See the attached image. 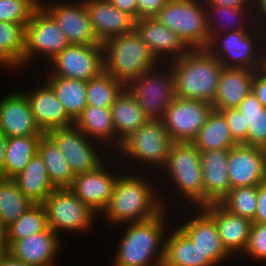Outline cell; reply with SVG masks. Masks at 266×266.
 Returning <instances> with one entry per match:
<instances>
[{
	"label": "cell",
	"instance_id": "681fc988",
	"mask_svg": "<svg viewBox=\"0 0 266 266\" xmlns=\"http://www.w3.org/2000/svg\"><path fill=\"white\" fill-rule=\"evenodd\" d=\"M254 22L257 26L266 29V0L253 2Z\"/></svg>",
	"mask_w": 266,
	"mask_h": 266
},
{
	"label": "cell",
	"instance_id": "8d00e7d4",
	"mask_svg": "<svg viewBox=\"0 0 266 266\" xmlns=\"http://www.w3.org/2000/svg\"><path fill=\"white\" fill-rule=\"evenodd\" d=\"M33 204L13 179L0 177V223L4 227L15 223Z\"/></svg>",
	"mask_w": 266,
	"mask_h": 266
},
{
	"label": "cell",
	"instance_id": "d590c367",
	"mask_svg": "<svg viewBox=\"0 0 266 266\" xmlns=\"http://www.w3.org/2000/svg\"><path fill=\"white\" fill-rule=\"evenodd\" d=\"M38 153L45 163L52 185L55 188H69L75 175L60 149L46 134L39 141Z\"/></svg>",
	"mask_w": 266,
	"mask_h": 266
},
{
	"label": "cell",
	"instance_id": "ac0fdd59",
	"mask_svg": "<svg viewBox=\"0 0 266 266\" xmlns=\"http://www.w3.org/2000/svg\"><path fill=\"white\" fill-rule=\"evenodd\" d=\"M34 76H36V80L33 79ZM34 76L30 78H32L31 82L35 84L28 83L26 89L24 87L21 89L27 96L31 112L40 129L46 133L53 128L74 125L75 121L67 114L52 88L39 75L37 76V73L34 72ZM29 84L32 88L28 89Z\"/></svg>",
	"mask_w": 266,
	"mask_h": 266
},
{
	"label": "cell",
	"instance_id": "ba28073f",
	"mask_svg": "<svg viewBox=\"0 0 266 266\" xmlns=\"http://www.w3.org/2000/svg\"><path fill=\"white\" fill-rule=\"evenodd\" d=\"M66 35L54 18L40 5L25 26L23 72L44 67L63 49L69 46ZM37 61V62H36ZM39 62V63H38ZM35 63V64H34ZM37 63V64H36ZM37 65L35 70H32ZM32 66V67H31ZM27 68V69H26ZM32 68V69H31Z\"/></svg>",
	"mask_w": 266,
	"mask_h": 266
},
{
	"label": "cell",
	"instance_id": "4dcf8cb0",
	"mask_svg": "<svg viewBox=\"0 0 266 266\" xmlns=\"http://www.w3.org/2000/svg\"><path fill=\"white\" fill-rule=\"evenodd\" d=\"M25 48V26L0 21V68L11 74H22ZM20 70V72H19ZM18 72V73H17Z\"/></svg>",
	"mask_w": 266,
	"mask_h": 266
},
{
	"label": "cell",
	"instance_id": "d4e9b609",
	"mask_svg": "<svg viewBox=\"0 0 266 266\" xmlns=\"http://www.w3.org/2000/svg\"><path fill=\"white\" fill-rule=\"evenodd\" d=\"M230 149L200 151L204 186V206L219 203L231 189L228 177Z\"/></svg>",
	"mask_w": 266,
	"mask_h": 266
},
{
	"label": "cell",
	"instance_id": "7c38bea8",
	"mask_svg": "<svg viewBox=\"0 0 266 266\" xmlns=\"http://www.w3.org/2000/svg\"><path fill=\"white\" fill-rule=\"evenodd\" d=\"M126 88L135 96L139 107L152 120H160L176 97L174 77L167 64L133 78Z\"/></svg>",
	"mask_w": 266,
	"mask_h": 266
},
{
	"label": "cell",
	"instance_id": "484cf974",
	"mask_svg": "<svg viewBox=\"0 0 266 266\" xmlns=\"http://www.w3.org/2000/svg\"><path fill=\"white\" fill-rule=\"evenodd\" d=\"M246 68L223 67L212 101L214 110L237 108L240 102L252 91L254 73Z\"/></svg>",
	"mask_w": 266,
	"mask_h": 266
},
{
	"label": "cell",
	"instance_id": "b9f144b4",
	"mask_svg": "<svg viewBox=\"0 0 266 266\" xmlns=\"http://www.w3.org/2000/svg\"><path fill=\"white\" fill-rule=\"evenodd\" d=\"M39 6V0H0V21L26 26Z\"/></svg>",
	"mask_w": 266,
	"mask_h": 266
},
{
	"label": "cell",
	"instance_id": "836d02e7",
	"mask_svg": "<svg viewBox=\"0 0 266 266\" xmlns=\"http://www.w3.org/2000/svg\"><path fill=\"white\" fill-rule=\"evenodd\" d=\"M192 143L200 150L231 149L237 145L224 115L212 110Z\"/></svg>",
	"mask_w": 266,
	"mask_h": 266
},
{
	"label": "cell",
	"instance_id": "f35d334b",
	"mask_svg": "<svg viewBox=\"0 0 266 266\" xmlns=\"http://www.w3.org/2000/svg\"><path fill=\"white\" fill-rule=\"evenodd\" d=\"M125 88L126 85L123 82L103 70L99 75L87 81V105L111 108Z\"/></svg>",
	"mask_w": 266,
	"mask_h": 266
},
{
	"label": "cell",
	"instance_id": "7402d4cb",
	"mask_svg": "<svg viewBox=\"0 0 266 266\" xmlns=\"http://www.w3.org/2000/svg\"><path fill=\"white\" fill-rule=\"evenodd\" d=\"M135 30L159 64L177 60L191 50L177 33L162 25L155 17L136 20Z\"/></svg>",
	"mask_w": 266,
	"mask_h": 266
},
{
	"label": "cell",
	"instance_id": "c3c4849f",
	"mask_svg": "<svg viewBox=\"0 0 266 266\" xmlns=\"http://www.w3.org/2000/svg\"><path fill=\"white\" fill-rule=\"evenodd\" d=\"M206 5L232 8H253L252 0H203Z\"/></svg>",
	"mask_w": 266,
	"mask_h": 266
},
{
	"label": "cell",
	"instance_id": "603a6c76",
	"mask_svg": "<svg viewBox=\"0 0 266 266\" xmlns=\"http://www.w3.org/2000/svg\"><path fill=\"white\" fill-rule=\"evenodd\" d=\"M215 222L225 249L235 258L244 253L253 222L224 209L219 203L201 207Z\"/></svg>",
	"mask_w": 266,
	"mask_h": 266
},
{
	"label": "cell",
	"instance_id": "9a60e30c",
	"mask_svg": "<svg viewBox=\"0 0 266 266\" xmlns=\"http://www.w3.org/2000/svg\"><path fill=\"white\" fill-rule=\"evenodd\" d=\"M45 134L60 149L74 175L95 169L111 154L75 125L53 128Z\"/></svg>",
	"mask_w": 266,
	"mask_h": 266
},
{
	"label": "cell",
	"instance_id": "ab89813d",
	"mask_svg": "<svg viewBox=\"0 0 266 266\" xmlns=\"http://www.w3.org/2000/svg\"><path fill=\"white\" fill-rule=\"evenodd\" d=\"M47 212L43 204H33L15 223L7 228L9 247L20 239L38 234L48 228Z\"/></svg>",
	"mask_w": 266,
	"mask_h": 266
},
{
	"label": "cell",
	"instance_id": "5bb4252c",
	"mask_svg": "<svg viewBox=\"0 0 266 266\" xmlns=\"http://www.w3.org/2000/svg\"><path fill=\"white\" fill-rule=\"evenodd\" d=\"M124 170L116 154H110L95 169L75 175L69 189L100 215L113 195L118 176Z\"/></svg>",
	"mask_w": 266,
	"mask_h": 266
},
{
	"label": "cell",
	"instance_id": "74e56055",
	"mask_svg": "<svg viewBox=\"0 0 266 266\" xmlns=\"http://www.w3.org/2000/svg\"><path fill=\"white\" fill-rule=\"evenodd\" d=\"M237 109L244 114L245 126H248L247 145L266 146V107H263L251 91Z\"/></svg>",
	"mask_w": 266,
	"mask_h": 266
},
{
	"label": "cell",
	"instance_id": "8fae6325",
	"mask_svg": "<svg viewBox=\"0 0 266 266\" xmlns=\"http://www.w3.org/2000/svg\"><path fill=\"white\" fill-rule=\"evenodd\" d=\"M174 214V224L214 266H225L230 264L229 261H235L225 249L214 220L201 207L176 209Z\"/></svg>",
	"mask_w": 266,
	"mask_h": 266
},
{
	"label": "cell",
	"instance_id": "277c9868",
	"mask_svg": "<svg viewBox=\"0 0 266 266\" xmlns=\"http://www.w3.org/2000/svg\"><path fill=\"white\" fill-rule=\"evenodd\" d=\"M173 143L161 120L150 119L115 154L125 170L157 175L165 166Z\"/></svg>",
	"mask_w": 266,
	"mask_h": 266
},
{
	"label": "cell",
	"instance_id": "52a82bcc",
	"mask_svg": "<svg viewBox=\"0 0 266 266\" xmlns=\"http://www.w3.org/2000/svg\"><path fill=\"white\" fill-rule=\"evenodd\" d=\"M102 46L104 71L125 85L159 65L136 30L113 37L103 42Z\"/></svg>",
	"mask_w": 266,
	"mask_h": 266
},
{
	"label": "cell",
	"instance_id": "5b68a950",
	"mask_svg": "<svg viewBox=\"0 0 266 266\" xmlns=\"http://www.w3.org/2000/svg\"><path fill=\"white\" fill-rule=\"evenodd\" d=\"M167 65L177 97L212 103L223 66L206 49H192Z\"/></svg>",
	"mask_w": 266,
	"mask_h": 266
},
{
	"label": "cell",
	"instance_id": "7a4b0ae2",
	"mask_svg": "<svg viewBox=\"0 0 266 266\" xmlns=\"http://www.w3.org/2000/svg\"><path fill=\"white\" fill-rule=\"evenodd\" d=\"M157 179L166 209L204 206L200 150L192 142L172 144L166 164L157 174Z\"/></svg>",
	"mask_w": 266,
	"mask_h": 266
},
{
	"label": "cell",
	"instance_id": "bcb514c9",
	"mask_svg": "<svg viewBox=\"0 0 266 266\" xmlns=\"http://www.w3.org/2000/svg\"><path fill=\"white\" fill-rule=\"evenodd\" d=\"M252 92L262 104L266 107V68L256 70L252 81Z\"/></svg>",
	"mask_w": 266,
	"mask_h": 266
},
{
	"label": "cell",
	"instance_id": "f907efd6",
	"mask_svg": "<svg viewBox=\"0 0 266 266\" xmlns=\"http://www.w3.org/2000/svg\"><path fill=\"white\" fill-rule=\"evenodd\" d=\"M113 6L137 20V0H109Z\"/></svg>",
	"mask_w": 266,
	"mask_h": 266
},
{
	"label": "cell",
	"instance_id": "ee69618b",
	"mask_svg": "<svg viewBox=\"0 0 266 266\" xmlns=\"http://www.w3.org/2000/svg\"><path fill=\"white\" fill-rule=\"evenodd\" d=\"M220 112L224 115L235 142L247 145L248 126H245L244 114L237 108H227Z\"/></svg>",
	"mask_w": 266,
	"mask_h": 266
},
{
	"label": "cell",
	"instance_id": "cb8c5ba5",
	"mask_svg": "<svg viewBox=\"0 0 266 266\" xmlns=\"http://www.w3.org/2000/svg\"><path fill=\"white\" fill-rule=\"evenodd\" d=\"M84 3L100 43L135 30V20L109 0H84Z\"/></svg>",
	"mask_w": 266,
	"mask_h": 266
},
{
	"label": "cell",
	"instance_id": "6da1fadb",
	"mask_svg": "<svg viewBox=\"0 0 266 266\" xmlns=\"http://www.w3.org/2000/svg\"><path fill=\"white\" fill-rule=\"evenodd\" d=\"M165 209L156 174L124 170L117 178L109 203L99 215V222L104 219L105 226L108 224L112 229L155 218Z\"/></svg>",
	"mask_w": 266,
	"mask_h": 266
},
{
	"label": "cell",
	"instance_id": "f546056e",
	"mask_svg": "<svg viewBox=\"0 0 266 266\" xmlns=\"http://www.w3.org/2000/svg\"><path fill=\"white\" fill-rule=\"evenodd\" d=\"M13 180L17 183L19 190L34 204H42L55 189L38 152Z\"/></svg>",
	"mask_w": 266,
	"mask_h": 266
},
{
	"label": "cell",
	"instance_id": "44dd1931",
	"mask_svg": "<svg viewBox=\"0 0 266 266\" xmlns=\"http://www.w3.org/2000/svg\"><path fill=\"white\" fill-rule=\"evenodd\" d=\"M63 237L48 227L43 232L15 241L8 253L29 266H56L59 254L64 249Z\"/></svg>",
	"mask_w": 266,
	"mask_h": 266
},
{
	"label": "cell",
	"instance_id": "83f0119b",
	"mask_svg": "<svg viewBox=\"0 0 266 266\" xmlns=\"http://www.w3.org/2000/svg\"><path fill=\"white\" fill-rule=\"evenodd\" d=\"M74 125L111 154L116 153V134L110 108L87 105Z\"/></svg>",
	"mask_w": 266,
	"mask_h": 266
},
{
	"label": "cell",
	"instance_id": "7bdbcfd3",
	"mask_svg": "<svg viewBox=\"0 0 266 266\" xmlns=\"http://www.w3.org/2000/svg\"><path fill=\"white\" fill-rule=\"evenodd\" d=\"M240 257L243 261L248 259L247 262H258L255 264L260 266L266 264V223L252 224L247 247Z\"/></svg>",
	"mask_w": 266,
	"mask_h": 266
},
{
	"label": "cell",
	"instance_id": "d6986e66",
	"mask_svg": "<svg viewBox=\"0 0 266 266\" xmlns=\"http://www.w3.org/2000/svg\"><path fill=\"white\" fill-rule=\"evenodd\" d=\"M227 169L231 189L260 185L266 181V152L263 147L237 144L230 149Z\"/></svg>",
	"mask_w": 266,
	"mask_h": 266
},
{
	"label": "cell",
	"instance_id": "4316f807",
	"mask_svg": "<svg viewBox=\"0 0 266 266\" xmlns=\"http://www.w3.org/2000/svg\"><path fill=\"white\" fill-rule=\"evenodd\" d=\"M116 134V152L122 143L150 119L138 105L135 96L125 88L111 106Z\"/></svg>",
	"mask_w": 266,
	"mask_h": 266
},
{
	"label": "cell",
	"instance_id": "3957f363",
	"mask_svg": "<svg viewBox=\"0 0 266 266\" xmlns=\"http://www.w3.org/2000/svg\"><path fill=\"white\" fill-rule=\"evenodd\" d=\"M170 211V212H169ZM173 213V214H172ZM174 210L165 209L155 218L119 225L111 266H159L164 258L165 238L174 224ZM170 217V218H169ZM173 217V218H172ZM169 218V219H168ZM171 222V223H170ZM119 228V229H118ZM121 228V229H120ZM122 230V231H121ZM119 241V242H118Z\"/></svg>",
	"mask_w": 266,
	"mask_h": 266
},
{
	"label": "cell",
	"instance_id": "8992f818",
	"mask_svg": "<svg viewBox=\"0 0 266 266\" xmlns=\"http://www.w3.org/2000/svg\"><path fill=\"white\" fill-rule=\"evenodd\" d=\"M205 49L225 68L260 70L265 67L266 29L256 26L218 33Z\"/></svg>",
	"mask_w": 266,
	"mask_h": 266
},
{
	"label": "cell",
	"instance_id": "4fadbf2b",
	"mask_svg": "<svg viewBox=\"0 0 266 266\" xmlns=\"http://www.w3.org/2000/svg\"><path fill=\"white\" fill-rule=\"evenodd\" d=\"M104 70L103 46L70 44L35 73L89 81ZM39 71V72H38Z\"/></svg>",
	"mask_w": 266,
	"mask_h": 266
},
{
	"label": "cell",
	"instance_id": "f1b7e54d",
	"mask_svg": "<svg viewBox=\"0 0 266 266\" xmlns=\"http://www.w3.org/2000/svg\"><path fill=\"white\" fill-rule=\"evenodd\" d=\"M162 266H214L175 224L165 238Z\"/></svg>",
	"mask_w": 266,
	"mask_h": 266
},
{
	"label": "cell",
	"instance_id": "11a10c76",
	"mask_svg": "<svg viewBox=\"0 0 266 266\" xmlns=\"http://www.w3.org/2000/svg\"><path fill=\"white\" fill-rule=\"evenodd\" d=\"M9 250H0V260Z\"/></svg>",
	"mask_w": 266,
	"mask_h": 266
},
{
	"label": "cell",
	"instance_id": "816d5d0a",
	"mask_svg": "<svg viewBox=\"0 0 266 266\" xmlns=\"http://www.w3.org/2000/svg\"><path fill=\"white\" fill-rule=\"evenodd\" d=\"M7 137L0 131V176L3 173Z\"/></svg>",
	"mask_w": 266,
	"mask_h": 266
},
{
	"label": "cell",
	"instance_id": "e0dca14e",
	"mask_svg": "<svg viewBox=\"0 0 266 266\" xmlns=\"http://www.w3.org/2000/svg\"><path fill=\"white\" fill-rule=\"evenodd\" d=\"M212 110L210 102L176 96L160 120L174 142H192Z\"/></svg>",
	"mask_w": 266,
	"mask_h": 266
},
{
	"label": "cell",
	"instance_id": "1f68e13d",
	"mask_svg": "<svg viewBox=\"0 0 266 266\" xmlns=\"http://www.w3.org/2000/svg\"><path fill=\"white\" fill-rule=\"evenodd\" d=\"M207 26L210 39L218 33L237 30H253V8H232L206 5Z\"/></svg>",
	"mask_w": 266,
	"mask_h": 266
},
{
	"label": "cell",
	"instance_id": "d6a6232c",
	"mask_svg": "<svg viewBox=\"0 0 266 266\" xmlns=\"http://www.w3.org/2000/svg\"><path fill=\"white\" fill-rule=\"evenodd\" d=\"M40 77L52 88L67 114L75 121L87 106V81L59 76Z\"/></svg>",
	"mask_w": 266,
	"mask_h": 266
},
{
	"label": "cell",
	"instance_id": "f6af8a7d",
	"mask_svg": "<svg viewBox=\"0 0 266 266\" xmlns=\"http://www.w3.org/2000/svg\"><path fill=\"white\" fill-rule=\"evenodd\" d=\"M169 0H137V20L154 18Z\"/></svg>",
	"mask_w": 266,
	"mask_h": 266
},
{
	"label": "cell",
	"instance_id": "f5cc1de1",
	"mask_svg": "<svg viewBox=\"0 0 266 266\" xmlns=\"http://www.w3.org/2000/svg\"><path fill=\"white\" fill-rule=\"evenodd\" d=\"M0 266H29L21 261L14 259L9 253H6L0 260Z\"/></svg>",
	"mask_w": 266,
	"mask_h": 266
},
{
	"label": "cell",
	"instance_id": "7dc6e473",
	"mask_svg": "<svg viewBox=\"0 0 266 266\" xmlns=\"http://www.w3.org/2000/svg\"><path fill=\"white\" fill-rule=\"evenodd\" d=\"M258 204L253 223H266V181L258 185Z\"/></svg>",
	"mask_w": 266,
	"mask_h": 266
},
{
	"label": "cell",
	"instance_id": "ffe728a7",
	"mask_svg": "<svg viewBox=\"0 0 266 266\" xmlns=\"http://www.w3.org/2000/svg\"><path fill=\"white\" fill-rule=\"evenodd\" d=\"M0 98V131L7 137L43 136L35 122L27 96L19 89ZM12 92V93H11Z\"/></svg>",
	"mask_w": 266,
	"mask_h": 266
},
{
	"label": "cell",
	"instance_id": "9c48e42d",
	"mask_svg": "<svg viewBox=\"0 0 266 266\" xmlns=\"http://www.w3.org/2000/svg\"><path fill=\"white\" fill-rule=\"evenodd\" d=\"M42 204L47 212L48 226L60 237L71 232L91 237L94 229L99 228V215L69 188H55Z\"/></svg>",
	"mask_w": 266,
	"mask_h": 266
},
{
	"label": "cell",
	"instance_id": "e575fe53",
	"mask_svg": "<svg viewBox=\"0 0 266 266\" xmlns=\"http://www.w3.org/2000/svg\"><path fill=\"white\" fill-rule=\"evenodd\" d=\"M42 136H23L7 138L5 160L1 178L13 179L38 152Z\"/></svg>",
	"mask_w": 266,
	"mask_h": 266
},
{
	"label": "cell",
	"instance_id": "30bf717a",
	"mask_svg": "<svg viewBox=\"0 0 266 266\" xmlns=\"http://www.w3.org/2000/svg\"><path fill=\"white\" fill-rule=\"evenodd\" d=\"M155 18L177 33L192 49H205L210 42L203 0H169Z\"/></svg>",
	"mask_w": 266,
	"mask_h": 266
},
{
	"label": "cell",
	"instance_id": "2e32d148",
	"mask_svg": "<svg viewBox=\"0 0 266 266\" xmlns=\"http://www.w3.org/2000/svg\"><path fill=\"white\" fill-rule=\"evenodd\" d=\"M40 5L54 18L70 44H102L96 37L84 0H42Z\"/></svg>",
	"mask_w": 266,
	"mask_h": 266
},
{
	"label": "cell",
	"instance_id": "60d3db41",
	"mask_svg": "<svg viewBox=\"0 0 266 266\" xmlns=\"http://www.w3.org/2000/svg\"><path fill=\"white\" fill-rule=\"evenodd\" d=\"M258 185L230 189L219 204L232 214L254 220L257 210Z\"/></svg>",
	"mask_w": 266,
	"mask_h": 266
},
{
	"label": "cell",
	"instance_id": "db71d44e",
	"mask_svg": "<svg viewBox=\"0 0 266 266\" xmlns=\"http://www.w3.org/2000/svg\"><path fill=\"white\" fill-rule=\"evenodd\" d=\"M0 250H9L7 228L0 223Z\"/></svg>",
	"mask_w": 266,
	"mask_h": 266
}]
</instances>
